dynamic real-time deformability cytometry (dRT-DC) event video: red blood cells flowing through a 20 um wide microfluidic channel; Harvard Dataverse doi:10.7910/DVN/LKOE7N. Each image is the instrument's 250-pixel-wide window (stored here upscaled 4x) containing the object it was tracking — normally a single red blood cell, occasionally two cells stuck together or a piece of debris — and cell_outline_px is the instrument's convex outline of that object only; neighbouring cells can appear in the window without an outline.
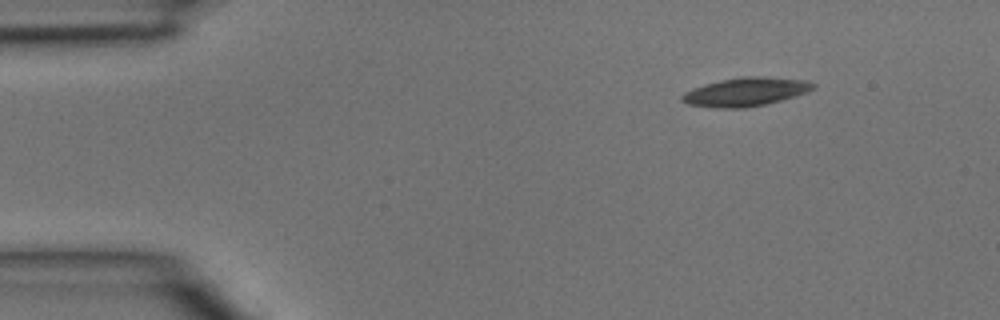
{"species": "common noctule bat (a hibernating species)", "species_latin": "Nyctalus noctula", "temperature_condition": "room temperature", "stored_images_in_passage": 3, "camera_frame_rate_fps": 3000, "um_per_image_px": 0.085, "animal": {"sex": "male", "body_mass_g": 15.6}, "frame": {"image": 1, "passage_image": 1, "time_ms": 0.0, "image_size_px": [1000, 320], "cell_outline_px": [[816, 88], [808, 92], [796, 96], [764, 104], [744, 108], [712, 108], [688, 104], [680, 100], [680, 96], [684, 92], [692, 88], [704, 84], [720, 80], [744, 76], [760, 76], [808, 80], [816, 84]], "centroid_in_image_um": [63.38, 7.8], "position_along_channel_um": 21.6, "area_um2": 22.08}}
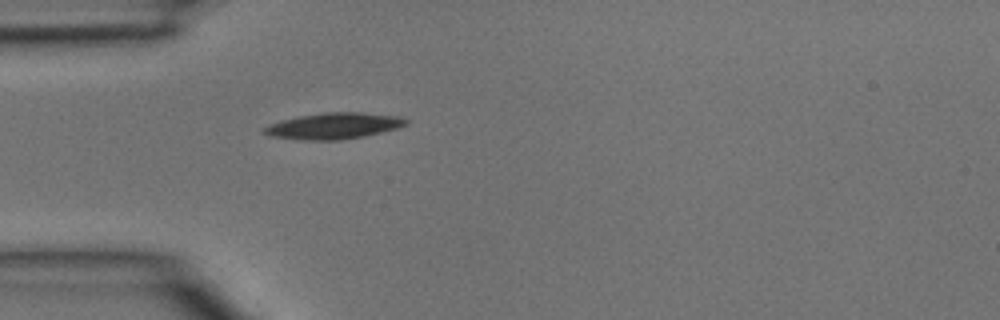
{"frame": {"image": 2, "passage_image": 3, "time_ms": 0.667, "image_size_px": [1000, 320], "cell_outline_px": [[408, 124], [396, 128], [364, 136], [340, 140], [296, 140], [272, 136], [264, 132], [264, 128], [280, 120], [300, 116], [324, 112], [360, 112], [400, 116], [408, 120]], "centroid_in_image_um": [28.39, 10.7], "position_along_channel_um": 56.6, "area_um2": 21.5}}